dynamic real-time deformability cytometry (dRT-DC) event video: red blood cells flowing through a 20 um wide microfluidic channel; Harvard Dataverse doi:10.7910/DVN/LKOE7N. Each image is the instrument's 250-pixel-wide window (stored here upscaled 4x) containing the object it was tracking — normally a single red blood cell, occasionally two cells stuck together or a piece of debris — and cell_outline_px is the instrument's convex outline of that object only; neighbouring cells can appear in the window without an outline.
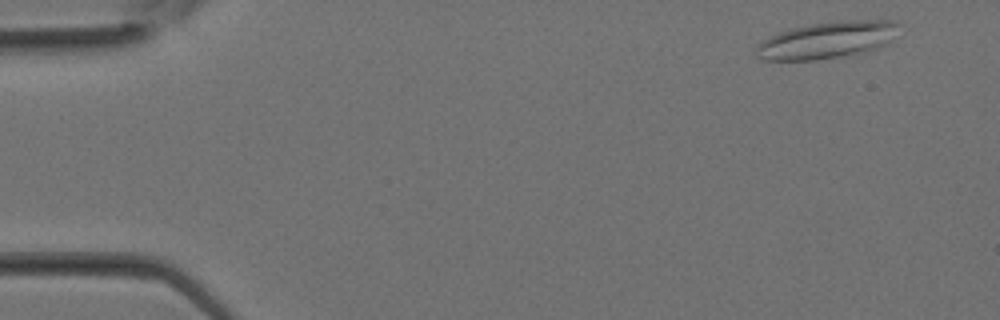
{"species": "Egyptian fruit bat (a non-hibernating species)", "species_latin": "Rousettus aegyptiacus", "temperature_condition": "room temperature", "stored_images_in_passage": 32, "camera_frame_rate_fps": 3000, "um_per_image_px": 0.085, "animal": {"sex": "female"}, "frame": {"image": 1, "passage_image": 2, "time_ms": 0.333, "image_size_px": [1000, 320], "cell_outline_px": [[900, 24], [892, 40], [888, 44], [864, 52], [848, 56], [816, 60], [764, 60], [756, 56], [756, 48], [768, 36], [792, 28], [812, 24], [840, 20], [896, 20]], "centroid_in_image_um": [70.35, 3.41], "position_along_channel_um": 14.6, "area_um2": 30.81}}
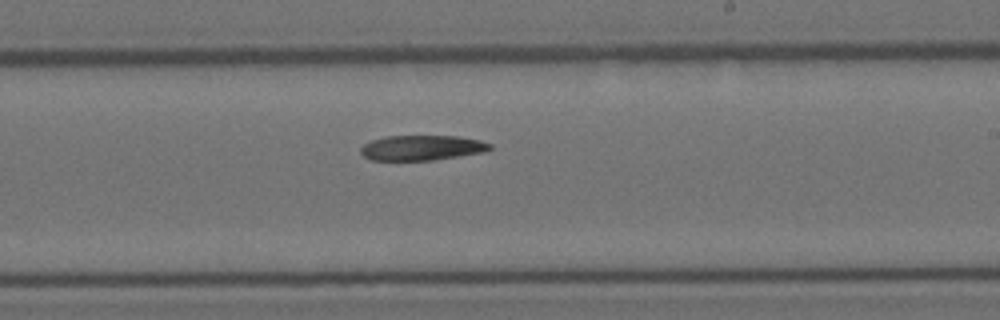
{"frame": {"image": 2, "passage_image": 19, "time_ms": 6.0, "image_size_px": [1000, 320], "cell_outline_px": [[492, 148], [488, 152], [432, 160], [372, 160], [364, 156], [360, 152], [360, 148], [364, 144], [372, 140], [388, 136], [456, 136], [480, 140], [492, 144]], "centroid_in_image_um": [35.9, 12.56], "position_along_channel_um": 253.1, "area_um2": 18.96}}
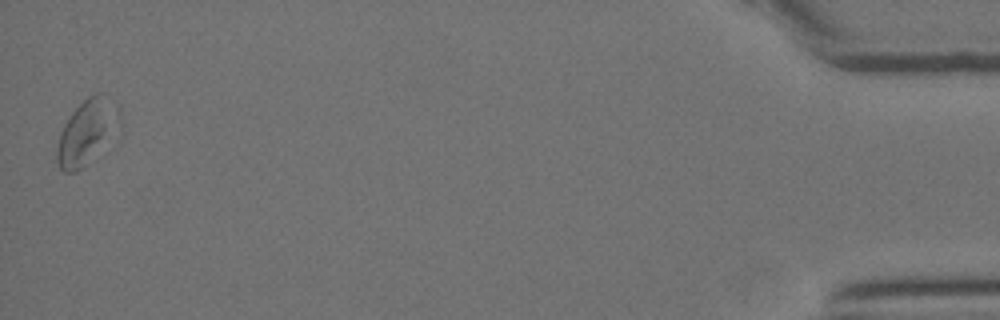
{"frame": {"image": 3, "passage_image": 32, "time_ms": 10.333, "image_size_px": [1000, 320], "cell_outline_px": [[120, 140], [76, 172], [64, 172], [60, 168], [56, 160], [56, 148], [60, 132], [64, 124], [72, 112], [88, 96], [96, 92], [104, 92], [116, 104], [120, 112]], "centroid_in_image_um": [7.5, 11.25], "position_along_channel_um": 427.7, "area_um2": 25.2}}